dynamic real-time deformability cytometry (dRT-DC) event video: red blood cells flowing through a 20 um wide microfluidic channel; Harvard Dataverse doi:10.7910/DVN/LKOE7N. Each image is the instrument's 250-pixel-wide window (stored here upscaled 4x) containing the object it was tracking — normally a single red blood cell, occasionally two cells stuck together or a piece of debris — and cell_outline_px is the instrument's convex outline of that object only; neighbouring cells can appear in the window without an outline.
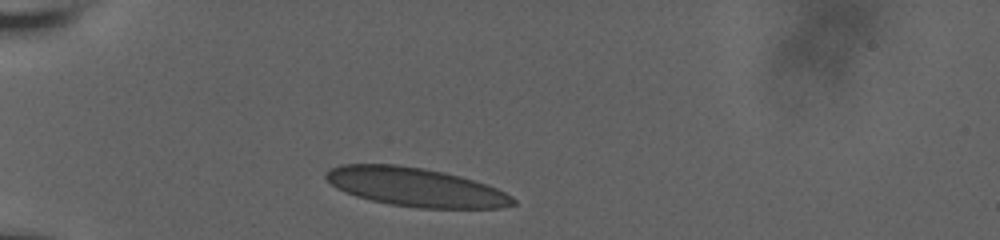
{"species": "human", "species_latin": "Homo sapiens", "temperature_condition": "room temperature", "stored_images_in_passage": 10, "camera_frame_rate_fps": 3000, "um_per_image_px": 0.085, "donor": {"sex": "male"}, "frame": {"image": 1, "passage_image": 1, "time_ms": 0.0, "image_size_px": [1000, 240], "cell_outline_px": [[516, 204], [500, 208], [420, 208], [388, 204], [356, 196], [344, 192], [336, 188], [324, 176], [332, 168], [340, 164], [396, 164], [424, 168], [444, 172], [460, 176], [496, 188], [512, 196], [516, 200]], "centroid_in_image_um": [35.32, 15.9], "position_along_channel_um": 49.7, "area_um2": 42.08}}
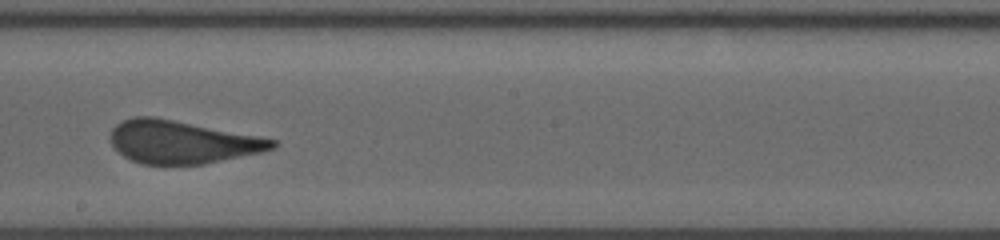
{"frame": {"image": 2, "passage_image": 6, "time_ms": 5.667, "image_size_px": [1000, 240], "cell_outline_px": [[276, 144], [272, 148], [260, 152], [204, 164], [164, 168], [140, 164], [124, 156], [112, 144], [112, 128], [116, 124], [132, 116], [152, 116], [256, 136], [276, 140]], "centroid_in_image_um": [15.39, 12.12], "position_along_channel_um": 232.8, "area_um2": 40.52}}
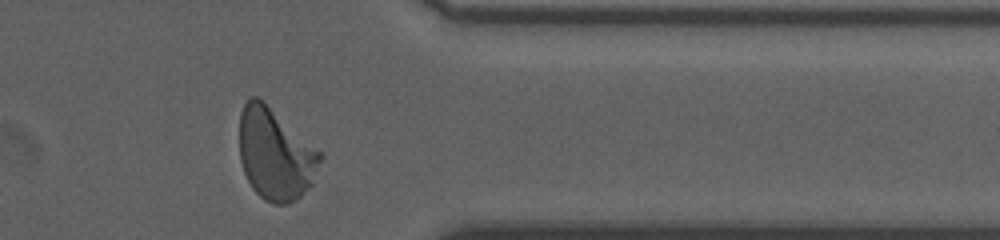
{"frame": {"image": 3, "passage_image": 10, "time_ms": 10.0, "image_size_px": [1000, 240], "cell_outline_px": [[324, 156], [312, 184], [296, 200], [288, 204], [276, 204], [264, 200], [252, 188], [244, 172], [240, 160], [240, 112], [244, 104], [252, 96], [256, 96], [324, 152]], "centroid_in_image_um": [23.44, 13.12], "position_along_channel_um": 388.0, "area_um2": 43.23}, "authors_computed_cell_mechanics": {"area_um2": 40.8935, "velocity_mm_per_s": 3.7533, "shape_relaxation_time_tau1_ms": 4.7569, "shape_relaxation_time_tau2_ms": null, "deformation_change_tau1": 0.1641, "deformation_change_tau2": null}}